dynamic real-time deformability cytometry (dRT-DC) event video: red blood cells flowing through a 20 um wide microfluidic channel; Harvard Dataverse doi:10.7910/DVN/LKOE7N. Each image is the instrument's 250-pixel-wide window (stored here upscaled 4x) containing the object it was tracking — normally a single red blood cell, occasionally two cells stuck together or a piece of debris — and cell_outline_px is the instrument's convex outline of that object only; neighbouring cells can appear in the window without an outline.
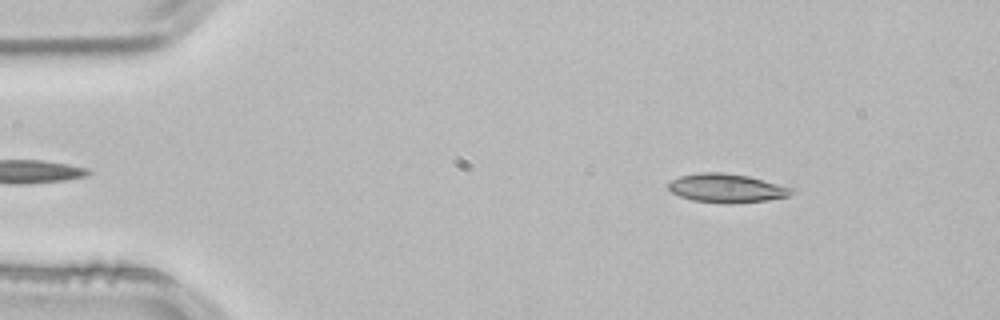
{"species": "common noctule bat (a hibernating species)", "species_latin": "Nyctalus noctula", "temperature_condition": "room temperature", "stored_images_in_passage": 51, "camera_frame_rate_fps": 3000, "um_per_image_px": 0.085, "animal": {"sex": "male", "body_mass_g": 21.5, "forearm_length_mm": 52.0}, "frame": {"image": 1, "passage_image": 6, "time_ms": 1.667, "image_size_px": [1000, 320], "cell_outline_px": [[796, 192], [788, 196], [768, 200], [728, 204], [692, 200], [680, 196], [672, 192], [668, 188], [668, 184], [672, 180], [680, 176], [696, 172], [720, 172], [748, 176], [796, 188]], "centroid_in_image_um": [61.8, 15.99], "position_along_channel_um": 23.2, "area_um2": 20.81}}
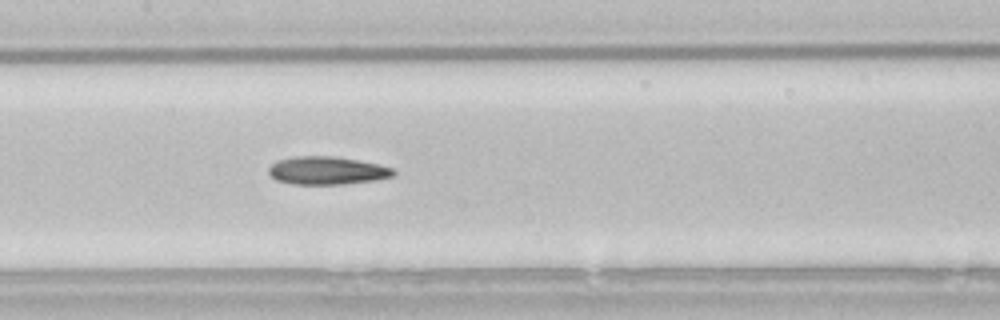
{"frame": {"image": 2, "passage_image": 24, "time_ms": 7.667, "image_size_px": [1000, 320], "cell_outline_px": [[396, 172], [392, 176], [376, 180], [344, 184], [292, 184], [276, 180], [268, 172], [268, 168], [276, 160], [292, 156], [332, 156], [380, 164], [392, 168]], "centroid_in_image_um": [27.77, 14.49], "position_along_channel_um": 179.6, "area_um2": 20.4}}
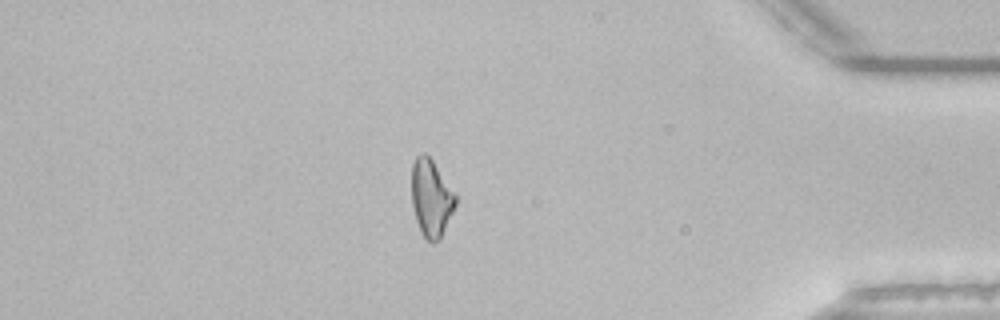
{"frame": {"image": 3, "passage_image": 44, "time_ms": 14.333, "image_size_px": [1000, 320], "cell_outline_px": [[456, 204], [440, 240], [428, 240], [420, 232], [416, 220], [412, 204], [412, 164], [416, 156], [420, 152], [424, 152], [432, 160], [456, 196]], "centroid_in_image_um": [36.63, 16.82], "position_along_channel_um": 398.6, "area_um2": 19.42}, "authors_computed_cell_mechanics": {"area_um2": 20.3456, "velocity_mm_per_s": 3.8483, "shape_relaxation_time_tau1_ms": null, "shape_relaxation_time_tau2_ms": 2.6603, "deformation_change_tau1": null, "deformation_change_tau2": 0.1196}}